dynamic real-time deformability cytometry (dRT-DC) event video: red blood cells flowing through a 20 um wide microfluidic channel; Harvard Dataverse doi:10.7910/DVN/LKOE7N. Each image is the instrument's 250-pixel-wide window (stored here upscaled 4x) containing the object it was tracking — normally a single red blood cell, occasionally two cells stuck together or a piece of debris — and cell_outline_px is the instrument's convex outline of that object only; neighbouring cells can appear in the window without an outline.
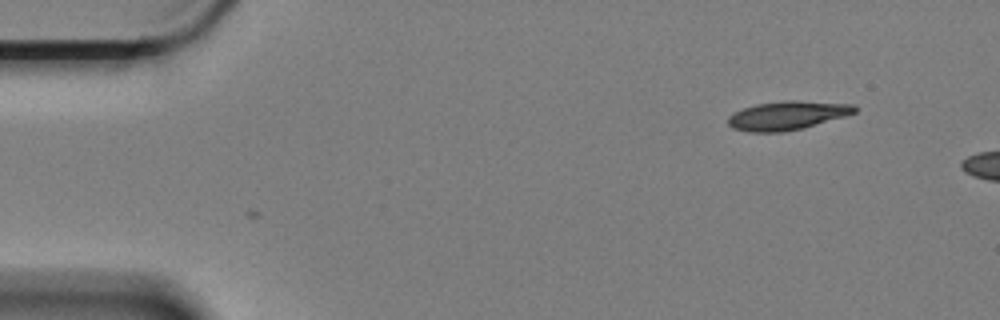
{"species": "Egyptian fruit bat (a non-hibernating species)", "species_latin": "Rousettus aegyptiacus", "temperature_condition": "cold", "stored_images_in_passage": 5, "camera_frame_rate_fps": 3000, "um_per_image_px": 0.085, "animal": {"sex": "female"}, "frame": {"image": 1, "passage_image": 5, "time_ms": 1.333, "image_size_px": [1000, 320], "cell_outline_px": [[856, 112], [844, 116], [804, 128], [784, 132], [748, 132], [732, 128], [728, 124], [728, 116], [744, 108], [756, 104], [788, 100], [792, 100], [852, 104], [856, 108]], "centroid_in_image_um": [66.89, 9.82], "position_along_channel_um": 18.1, "area_um2": 21.04}}